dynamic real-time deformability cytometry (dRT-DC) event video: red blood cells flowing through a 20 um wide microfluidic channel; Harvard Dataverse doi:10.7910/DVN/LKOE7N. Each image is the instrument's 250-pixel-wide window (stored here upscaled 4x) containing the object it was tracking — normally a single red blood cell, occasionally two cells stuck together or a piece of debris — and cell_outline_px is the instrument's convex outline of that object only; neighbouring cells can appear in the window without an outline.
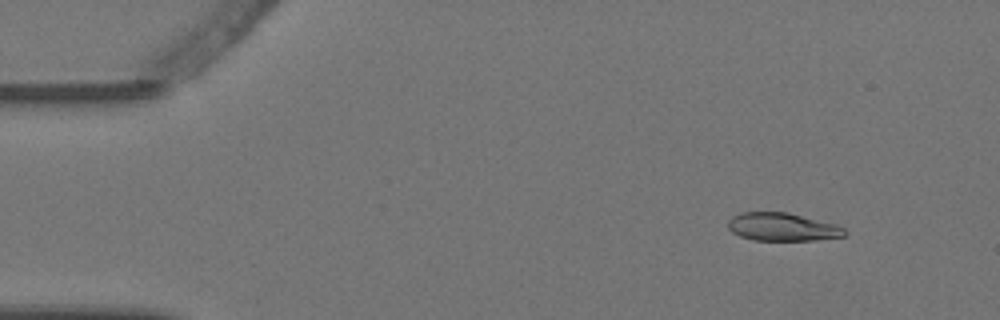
{"species": "Egyptian fruit bat (a non-hibernating species)", "species_latin": "Rousettus aegyptiacus", "temperature_condition": "warm", "stored_images_in_passage": 6, "camera_frame_rate_fps": 3000, "um_per_image_px": 0.085, "animal": {"sex": "female"}, "frame": {"image": 1, "passage_image": 2, "time_ms": 0.333, "image_size_px": [1000, 320], "cell_outline_px": [[848, 232], [844, 236], [816, 240], [752, 240], [740, 236], [732, 232], [728, 228], [728, 220], [732, 216], [740, 212], [788, 212], [836, 224], [844, 228]], "centroid_in_image_um": [66.5, 19.28], "position_along_channel_um": 18.5, "area_um2": 19.19}}